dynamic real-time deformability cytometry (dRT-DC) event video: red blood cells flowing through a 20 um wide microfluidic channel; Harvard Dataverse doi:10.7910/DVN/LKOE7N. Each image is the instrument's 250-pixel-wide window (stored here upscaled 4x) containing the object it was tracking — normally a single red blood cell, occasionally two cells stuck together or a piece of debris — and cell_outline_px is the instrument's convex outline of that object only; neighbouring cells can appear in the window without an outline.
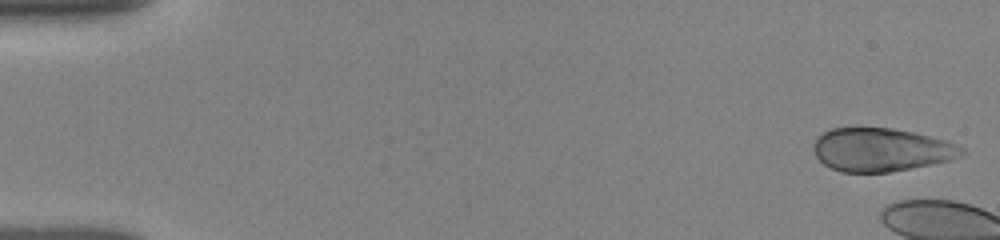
{"species": "human", "species_latin": "Homo sapiens", "temperature_condition": "room temperature", "stored_images_in_passage": 4, "camera_frame_rate_fps": 3000, "um_per_image_px": 0.085, "donor": {"sex": "female"}, "frame": {"image": 1, "passage_image": 1, "time_ms": 0.0, "image_size_px": [1000, 240], "cell_outline_px": [[968, 152], [948, 160], [932, 164], [888, 172], [840, 172], [824, 164], [816, 156], [812, 148], [812, 144], [816, 136], [832, 128], [892, 128], [912, 132], [944, 140], [956, 144], [964, 148]], "centroid_in_image_um": [74.86, 12.72], "position_along_channel_um": 10.1, "area_um2": 37.28}}